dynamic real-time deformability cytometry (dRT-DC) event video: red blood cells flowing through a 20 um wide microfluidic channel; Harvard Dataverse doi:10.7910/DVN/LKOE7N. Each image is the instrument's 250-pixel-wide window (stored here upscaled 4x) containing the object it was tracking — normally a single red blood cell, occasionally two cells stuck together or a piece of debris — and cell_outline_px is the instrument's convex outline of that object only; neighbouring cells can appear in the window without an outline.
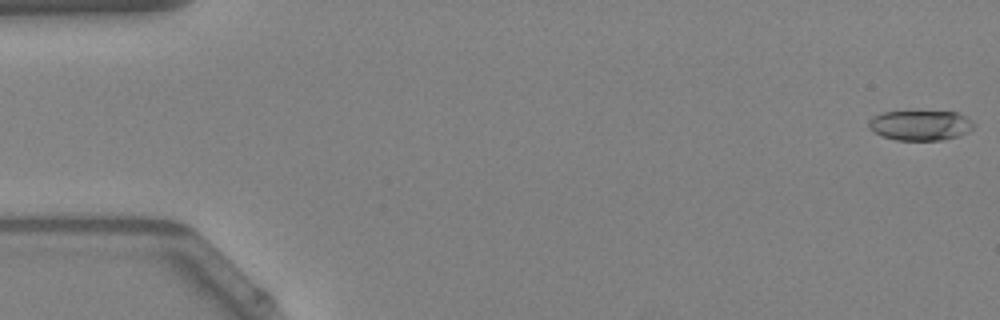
{"species": "Egyptian fruit bat (a non-hibernating species)", "species_latin": "Rousettus aegyptiacus", "temperature_condition": "warm", "stored_images_in_passage": 52, "camera_frame_rate_fps": 3000, "um_per_image_px": 0.085, "animal": {"sex": "female"}, "frame": {"image": 1, "passage_image": 1, "time_ms": 0.0, "image_size_px": [1000, 320], "cell_outline_px": [[976, 124], [968, 132], [956, 136], [940, 140], [896, 140], [884, 136], [868, 128], [868, 120], [872, 116], [880, 112], [956, 112], [972, 120]], "centroid_in_image_um": [78.21, 10.65], "position_along_channel_um": 6.8, "area_um2": 18.26}}
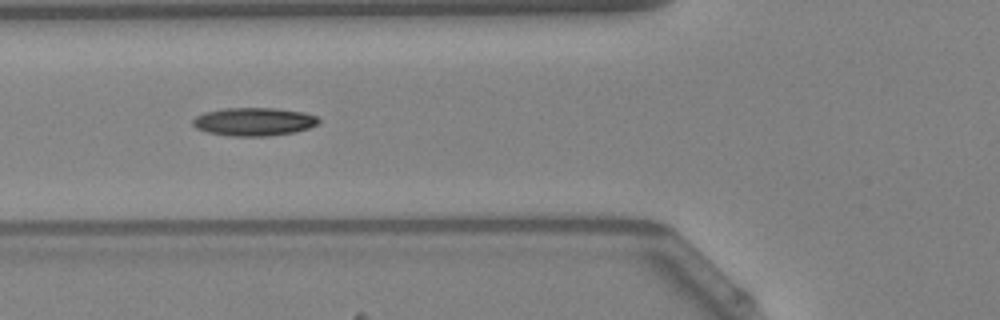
{"frame": {"image": 2, "passage_image": 20, "time_ms": 6.333, "image_size_px": [1000, 320], "cell_outline_px": [[320, 120], [316, 124], [308, 128], [292, 132], [268, 136], [232, 136], [208, 132], [196, 128], [192, 124], [192, 120], [196, 116], [204, 112], [224, 108], [272, 108], [304, 112], [316, 116]], "centroid_in_image_um": [21.55, 10.34], "position_along_channel_um": 104.3, "area_um2": 20.52}}
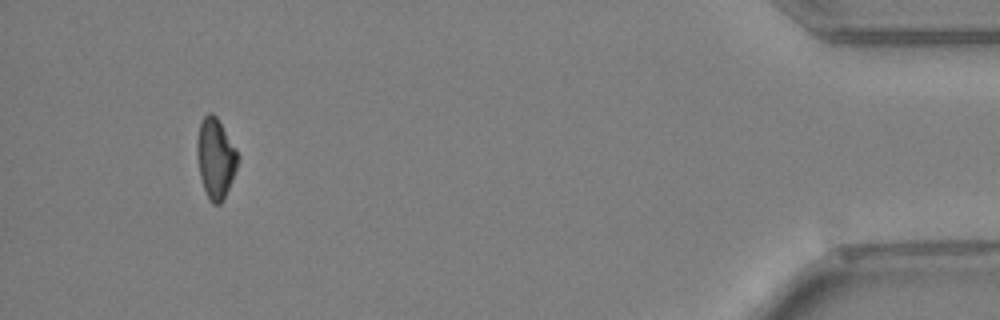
{"frame": {"image": 3, "passage_image": 49, "time_ms": 16.0, "image_size_px": [1000, 320], "cell_outline_px": [[240, 156], [232, 180], [224, 200], [220, 204], [212, 204], [204, 188], [200, 176], [196, 152], [196, 144], [200, 120], [208, 112], [212, 112], [216, 116], [236, 148]], "centroid_in_image_um": [18.32, 13.43], "position_along_channel_um": 416.9, "area_um2": 19.13}, "authors_computed_cell_mechanics": {"area_um2": 19.4208, "velocity_mm_per_s": 3.9656, "shape_relaxation_time_tau1_ms": null, "shape_relaxation_time_tau2_ms": 8.8692, "deformation_change_tau1": null, "deformation_change_tau2": 0.1738}}